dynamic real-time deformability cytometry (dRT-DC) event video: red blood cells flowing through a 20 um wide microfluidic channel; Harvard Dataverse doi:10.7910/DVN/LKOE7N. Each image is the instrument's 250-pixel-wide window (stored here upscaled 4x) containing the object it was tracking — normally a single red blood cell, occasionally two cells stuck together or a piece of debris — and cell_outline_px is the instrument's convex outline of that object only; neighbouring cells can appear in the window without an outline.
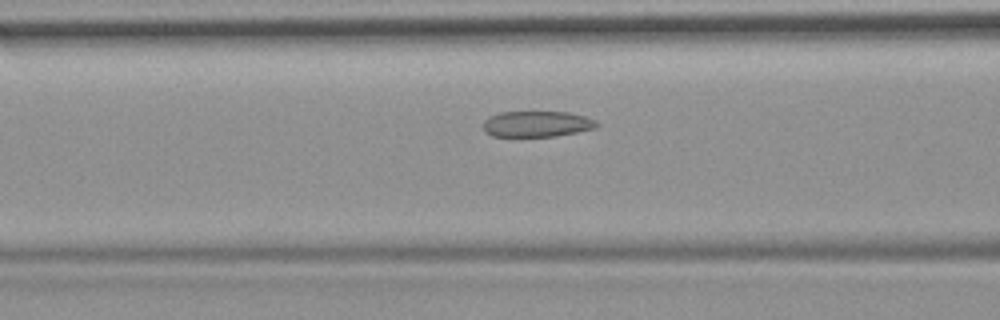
{"species": "common noctule bat (a hibernating species)", "species_latin": "Nyctalus noctula", "temperature_condition": "room temperature", "stored_images_in_passage": 33, "camera_frame_rate_fps": 3000, "um_per_image_px": 0.085, "animal": {"sex": "female", "body_mass_g": 19.9}, "frame": {"image": 1, "passage_image": 6, "time_ms": 1.667, "image_size_px": [1000, 320], "cell_outline_px": [[600, 124], [596, 128], [556, 136], [492, 136], [484, 128], [484, 120], [488, 116], [500, 112], [568, 112], [584, 116], [596, 120]], "centroid_in_image_um": [45.66, 10.53], "position_along_channel_um": 120.9, "area_um2": 17.05}}
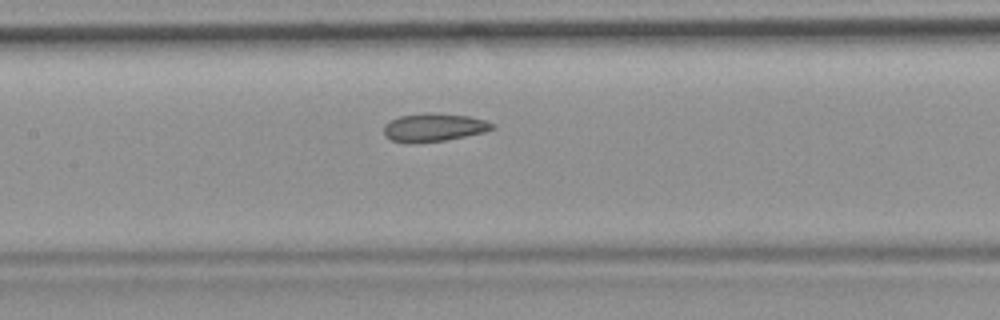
{"frame": {"image": 2, "passage_image": 10, "time_ms": 3.0, "image_size_px": [1000, 320], "cell_outline_px": [[496, 128], [484, 132], [444, 140], [392, 140], [384, 136], [384, 124], [388, 120], [400, 116], [424, 112], [428, 112], [468, 116], [484, 120], [496, 124]], "centroid_in_image_um": [36.91, 10.77], "position_along_channel_um": 170.5, "area_um2": 17.22}, "authors_computed_cell_mechanics": {"area_um2": 17.8602, "velocity_mm_per_s": 3.7132, "shape_relaxation_time_tau1_ms": null, "shape_relaxation_time_tau2_ms": 3.0749, "deformation_change_tau1": null, "deformation_change_tau2": 0.0782}}